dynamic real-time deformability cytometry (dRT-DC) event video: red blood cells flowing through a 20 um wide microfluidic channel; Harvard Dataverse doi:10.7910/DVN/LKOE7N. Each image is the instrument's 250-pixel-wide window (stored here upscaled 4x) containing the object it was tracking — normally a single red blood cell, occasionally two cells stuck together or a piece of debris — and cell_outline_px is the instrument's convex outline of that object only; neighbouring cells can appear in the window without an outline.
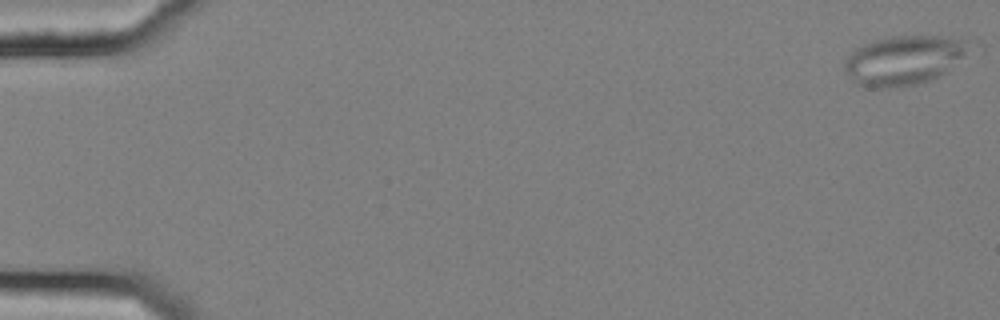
{"species": "common noctule bat (a hibernating species)", "species_latin": "Nyctalus noctula", "temperature_condition": "cold", "stored_images_in_passage": 56, "camera_frame_rate_fps": 3000, "um_per_image_px": 0.085, "animal": {"sex": "female", "body_mass_g": 25.1}, "frame": {"image": 1, "passage_image": 1, "time_ms": 0.0, "image_size_px": [1000, 320], "cell_outline_px": [[984, 48], [940, 76], [916, 84], [900, 88], [868, 88], [856, 84], [852, 80], [844, 68], [844, 60], [856, 48], [864, 44], [888, 36], [940, 36], [968, 40], [984, 44]], "centroid_in_image_um": [77.06, 5.1], "position_along_channel_um": 7.9, "area_um2": 37.63}}
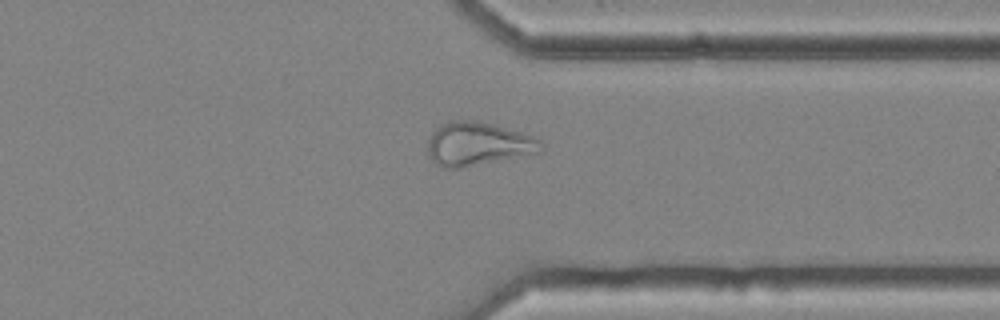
{"frame": {"image": 2, "passage_image": 44, "time_ms": 14.333, "image_size_px": [1000, 320], "cell_outline_px": [[544, 152], [460, 168], [440, 168], [428, 156], [428, 140], [432, 132], [440, 124], [452, 120], [480, 120], [496, 124], [536, 136], [544, 144]], "centroid_in_image_um": [40.67, 12.22], "position_along_channel_um": 370.7, "area_um2": 29.48}}
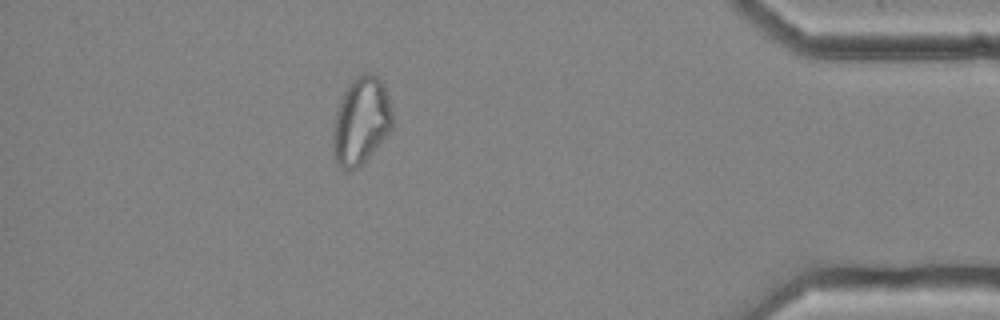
{"frame": {"image": 3, "passage_image": 50, "time_ms": 16.333, "image_size_px": [1000, 320], "cell_outline_px": [[392, 128], [372, 152], [352, 172], [344, 172], [336, 164], [332, 152], [332, 132], [336, 108], [348, 84], [356, 76], [364, 72], [372, 72], [384, 84], [392, 108]], "centroid_in_image_um": [30.65, 10.29], "position_along_channel_um": 404.6, "area_um2": 30.69}}